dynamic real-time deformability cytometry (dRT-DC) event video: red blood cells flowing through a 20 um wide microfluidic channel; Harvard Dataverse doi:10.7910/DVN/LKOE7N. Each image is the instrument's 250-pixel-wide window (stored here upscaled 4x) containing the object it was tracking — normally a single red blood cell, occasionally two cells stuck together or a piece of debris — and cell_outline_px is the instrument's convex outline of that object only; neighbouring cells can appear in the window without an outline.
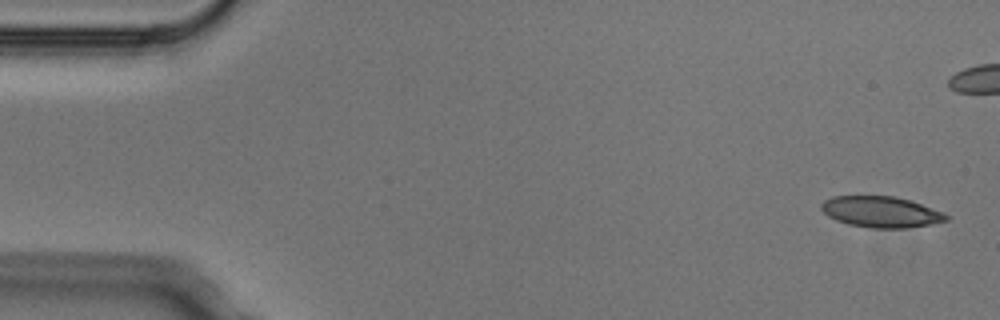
{"species": "Egyptian fruit bat (a non-hibernating species)", "species_latin": "Rousettus aegyptiacus", "temperature_condition": "cold", "stored_images_in_passage": 5, "camera_frame_rate_fps": 3000, "um_per_image_px": 0.085, "animal": {"sex": "male"}, "frame": {"image": 1, "passage_image": 1, "time_ms": 0.0, "image_size_px": [1000, 320], "cell_outline_px": [[948, 220], [932, 224], [908, 228], [872, 228], [848, 224], [836, 220], [828, 216], [820, 208], [820, 204], [824, 200], [832, 196], [896, 196], [944, 212], [948, 216]], "centroid_in_image_um": [74.87, 18.01], "position_along_channel_um": 10.1, "area_um2": 22.6}}